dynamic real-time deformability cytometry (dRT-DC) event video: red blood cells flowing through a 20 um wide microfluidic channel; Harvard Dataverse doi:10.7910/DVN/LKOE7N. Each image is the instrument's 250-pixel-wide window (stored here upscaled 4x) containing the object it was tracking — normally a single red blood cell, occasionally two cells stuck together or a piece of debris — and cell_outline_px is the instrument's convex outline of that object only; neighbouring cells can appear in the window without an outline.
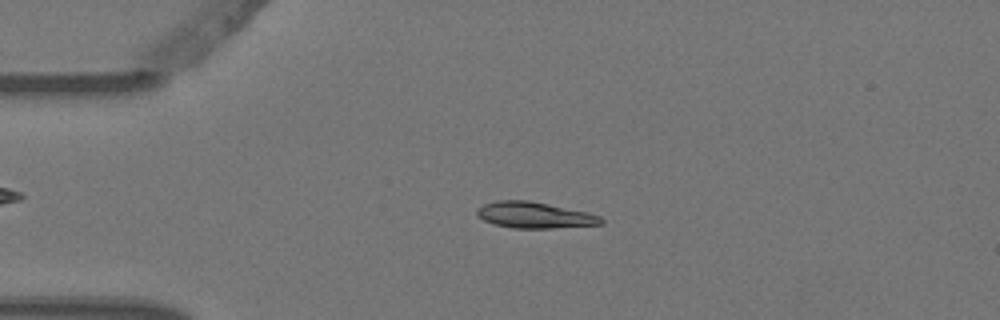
{"species": "Egyptian fruit bat (a non-hibernating species)", "species_latin": "Rousettus aegyptiacus", "temperature_condition": "warm", "stored_images_in_passage": 3, "camera_frame_rate_fps": 3000, "um_per_image_px": 0.085, "animal": {"sex": "female"}, "frame": {"image": 1, "passage_image": 3, "time_ms": 0.667, "image_size_px": [1000, 320], "cell_outline_px": [[604, 224], [552, 228], [512, 228], [496, 224], [484, 220], [476, 216], [476, 208], [484, 204], [496, 200], [528, 200], [588, 212], [600, 216], [604, 220]], "centroid_in_image_um": [45.42, 18.28], "position_along_channel_um": 39.6, "area_um2": 18.96}}